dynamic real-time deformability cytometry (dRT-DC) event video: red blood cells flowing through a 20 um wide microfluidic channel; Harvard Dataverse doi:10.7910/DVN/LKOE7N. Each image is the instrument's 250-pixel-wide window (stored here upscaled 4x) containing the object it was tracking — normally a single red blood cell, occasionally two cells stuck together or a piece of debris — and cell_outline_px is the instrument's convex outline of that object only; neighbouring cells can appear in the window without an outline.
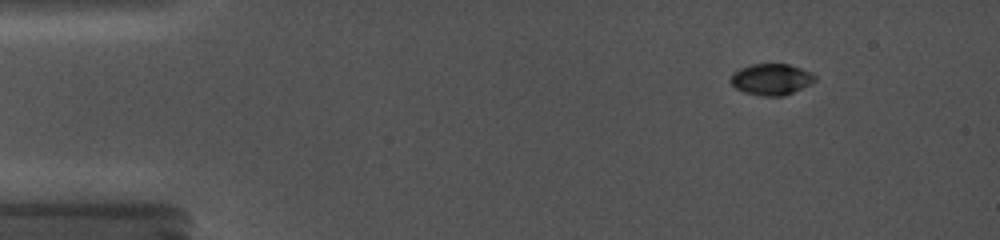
{"species": "common noctule bat (a hibernating species)", "species_latin": "Nyctalus noctula", "temperature_condition": "cold", "stored_images_in_passage": 58, "camera_frame_rate_fps": 5000, "um_per_image_px": 0.085, "animal": {"sex": "female", "body_mass_g": 19.0, "forearm_length_mm": 56.7}, "frame": {"image": 1, "passage_image": 6, "time_ms": 1.8, "image_size_px": [1000, 240], "cell_outline_px": [[816, 80], [784, 96], [764, 96], [744, 92], [736, 88], [728, 80], [732, 72], [740, 68], [752, 64], [788, 64], [812, 72], [816, 76]], "centroid_in_image_um": [65.52, 6.73], "position_along_channel_um": 19.5, "area_um2": 15.32}}
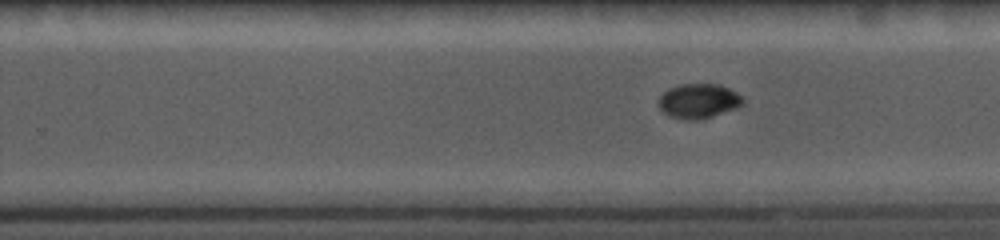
{"frame": {"image": 2, "passage_image": 31, "time_ms": 10.8, "image_size_px": [1000, 240], "cell_outline_px": [[744, 104], [736, 108], [700, 120], [684, 120], [668, 116], [660, 108], [660, 96], [668, 88], [680, 84], [720, 84], [736, 92], [744, 100]], "centroid_in_image_um": [59.38, 8.59], "position_along_channel_um": 270.4, "area_um2": 16.99}}
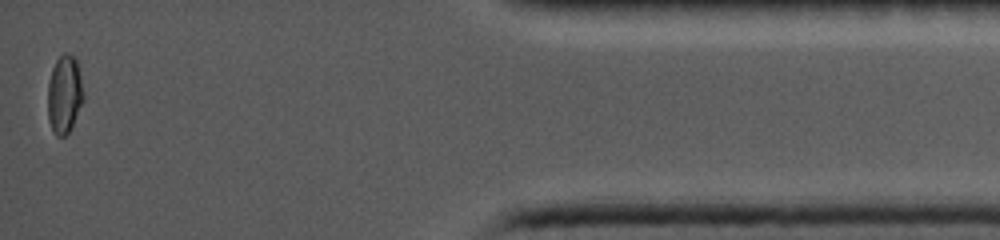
{"frame": {"image": 3, "passage_image": 56, "time_ms": 16.2, "image_size_px": [1000, 240], "cell_outline_px": [[84, 100], [68, 132], [64, 136], [56, 136], [52, 132], [48, 120], [48, 80], [52, 68], [56, 60], [64, 52], [72, 56], [76, 60], [80, 76], [84, 96]], "centroid_in_image_um": [5.45, 8.03], "position_along_channel_um": 429.7, "area_um2": 16.18}}